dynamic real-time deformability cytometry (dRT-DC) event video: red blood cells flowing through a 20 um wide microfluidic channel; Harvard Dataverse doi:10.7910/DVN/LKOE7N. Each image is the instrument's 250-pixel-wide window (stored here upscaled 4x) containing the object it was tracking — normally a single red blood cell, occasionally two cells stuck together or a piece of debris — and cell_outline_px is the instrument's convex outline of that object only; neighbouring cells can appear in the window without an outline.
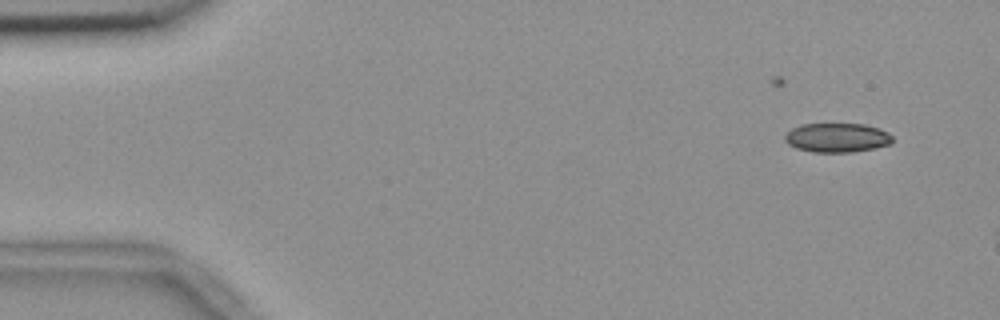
{"species": "common noctule bat (a hibernating species)", "species_latin": "Nyctalus noctula", "temperature_condition": "room temperature", "stored_images_in_passage": 4, "camera_frame_rate_fps": 3000, "um_per_image_px": 0.085, "animal": {"sex": "female", "body_mass_g": 18.4}, "frame": {"image": 1, "passage_image": 1, "time_ms": 0.0, "image_size_px": [1000, 320], "cell_outline_px": [[892, 144], [852, 152], [812, 152], [796, 148], [788, 144], [784, 140], [784, 136], [792, 128], [800, 124], [864, 124], [880, 128], [888, 132], [892, 136]], "centroid_in_image_um": [71.14, 11.7], "position_along_channel_um": 13.9, "area_um2": 18.38}}